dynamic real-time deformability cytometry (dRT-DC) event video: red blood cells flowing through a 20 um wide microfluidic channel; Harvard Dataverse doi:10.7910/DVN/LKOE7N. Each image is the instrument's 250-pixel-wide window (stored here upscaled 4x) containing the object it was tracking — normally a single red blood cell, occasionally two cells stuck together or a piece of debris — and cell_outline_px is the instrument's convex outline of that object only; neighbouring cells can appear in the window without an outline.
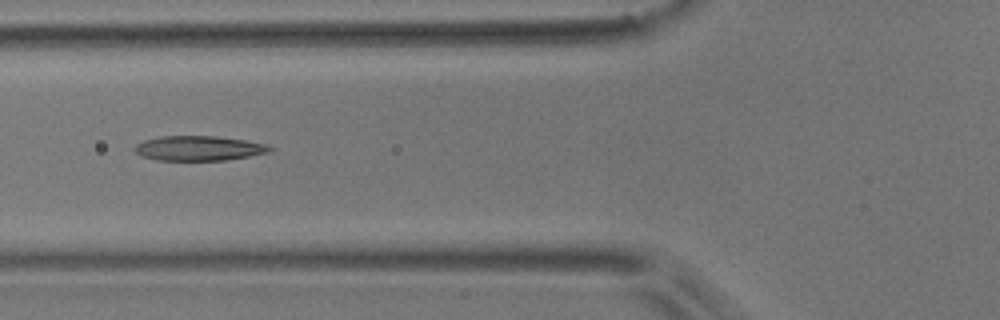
{"species": "common noctule bat (a hibernating species)", "species_latin": "Nyctalus noctula", "temperature_condition": "room temperature", "stored_images_in_passage": 6, "camera_frame_rate_fps": 3000, "um_per_image_px": 0.085, "animal": {"sex": "male", "body_mass_g": 17.9}, "frame": {"image": 1, "passage_image": 4, "time_ms": 1.0, "image_size_px": [1000, 320], "cell_outline_px": [[272, 148], [268, 152], [248, 156], [224, 160], [156, 160], [140, 156], [132, 148], [136, 144], [144, 140], [160, 136], [216, 136], [244, 140], [268, 144]], "centroid_in_image_um": [16.84, 12.6], "position_along_channel_um": 109.0, "area_um2": 19.48}}
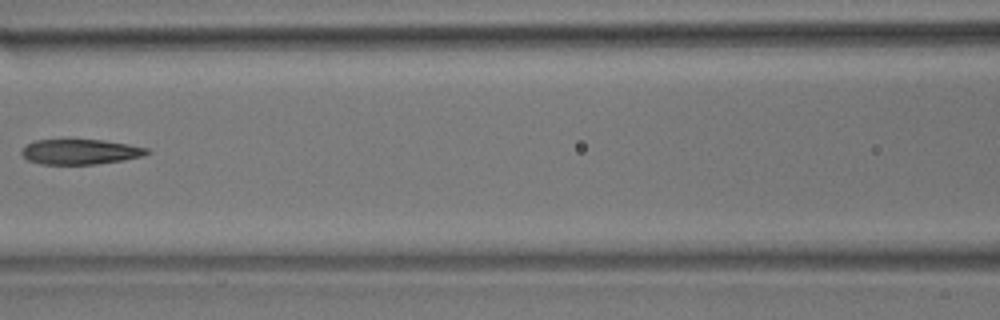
{"frame": {"image": 2, "passage_image": 5, "time_ms": 1.333, "image_size_px": [1000, 320], "cell_outline_px": [[152, 152], [140, 156], [124, 160], [96, 164], [40, 164], [28, 160], [20, 152], [28, 144], [36, 140], [104, 140], [128, 144], [148, 148]], "centroid_in_image_um": [6.85, 12.9], "position_along_channel_um": 159.8, "area_um2": 18.21}}